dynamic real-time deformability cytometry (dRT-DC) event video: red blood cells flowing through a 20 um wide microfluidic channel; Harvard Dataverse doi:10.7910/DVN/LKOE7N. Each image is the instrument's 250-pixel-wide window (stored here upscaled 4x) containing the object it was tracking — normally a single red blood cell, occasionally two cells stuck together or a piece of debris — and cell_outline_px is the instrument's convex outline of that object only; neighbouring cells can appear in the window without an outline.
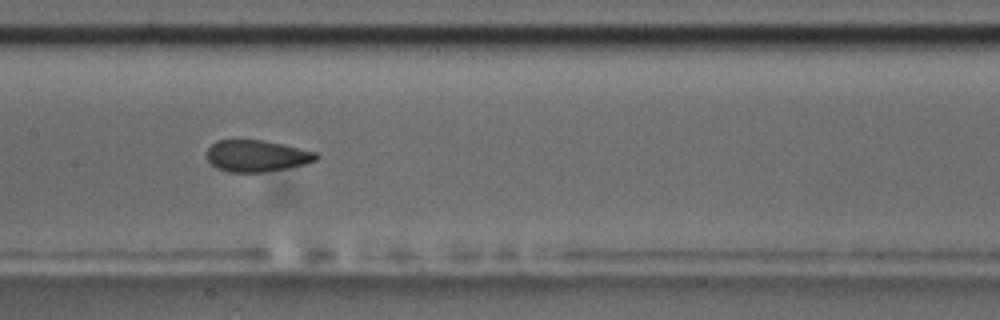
{"species": "common noctule bat (a hibernating species)", "species_latin": "Nyctalus noctula", "temperature_condition": "room temperature", "stored_images_in_passage": 21, "camera_frame_rate_fps": 3000, "um_per_image_px": 0.085, "animal": {"sex": "male", "body_mass_g": 17.5, "forearm_length_mm": 52.3}, "frame": {"image": 1, "passage_image": 15, "time_ms": 4.667, "image_size_px": [1000, 320], "cell_outline_px": [[320, 156], [316, 160], [304, 164], [264, 172], [228, 172], [216, 168], [208, 160], [208, 148], [216, 140], [264, 140], [284, 144], [316, 152]], "centroid_in_image_um": [21.82, 13.24], "position_along_channel_um": 185.6, "area_um2": 20.06}}